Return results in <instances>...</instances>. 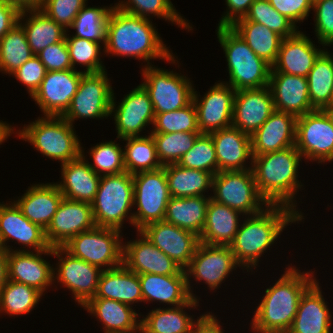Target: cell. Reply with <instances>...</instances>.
I'll use <instances>...</instances> for the list:
<instances>
[{"label": "cell", "mask_w": 333, "mask_h": 333, "mask_svg": "<svg viewBox=\"0 0 333 333\" xmlns=\"http://www.w3.org/2000/svg\"><path fill=\"white\" fill-rule=\"evenodd\" d=\"M317 1H319V0H311L312 3H315V2H317Z\"/></svg>", "instance_id": "66"}, {"label": "cell", "mask_w": 333, "mask_h": 333, "mask_svg": "<svg viewBox=\"0 0 333 333\" xmlns=\"http://www.w3.org/2000/svg\"><path fill=\"white\" fill-rule=\"evenodd\" d=\"M107 72L84 73L76 94L62 117L73 125L77 118H104L110 116L113 90Z\"/></svg>", "instance_id": "12"}, {"label": "cell", "mask_w": 333, "mask_h": 333, "mask_svg": "<svg viewBox=\"0 0 333 333\" xmlns=\"http://www.w3.org/2000/svg\"><path fill=\"white\" fill-rule=\"evenodd\" d=\"M116 4L117 5L114 7L128 14L146 19H148L147 16L153 14V16H157V18L162 17L172 23L175 22L179 27L181 26L184 29L192 30V27L189 25L190 23L176 12L177 10L170 0H128Z\"/></svg>", "instance_id": "47"}, {"label": "cell", "mask_w": 333, "mask_h": 333, "mask_svg": "<svg viewBox=\"0 0 333 333\" xmlns=\"http://www.w3.org/2000/svg\"><path fill=\"white\" fill-rule=\"evenodd\" d=\"M92 298H107L129 306L134 302H142L139 276L123 264L114 269L103 270L96 295Z\"/></svg>", "instance_id": "34"}, {"label": "cell", "mask_w": 333, "mask_h": 333, "mask_svg": "<svg viewBox=\"0 0 333 333\" xmlns=\"http://www.w3.org/2000/svg\"><path fill=\"white\" fill-rule=\"evenodd\" d=\"M237 265L239 266L230 246L208 245L199 242L194 256L184 269L191 297L197 299L191 292L189 279L191 275L196 281L203 280L211 290H215Z\"/></svg>", "instance_id": "14"}, {"label": "cell", "mask_w": 333, "mask_h": 333, "mask_svg": "<svg viewBox=\"0 0 333 333\" xmlns=\"http://www.w3.org/2000/svg\"><path fill=\"white\" fill-rule=\"evenodd\" d=\"M280 14L286 16L294 24L306 19L313 7L311 0H268Z\"/></svg>", "instance_id": "57"}, {"label": "cell", "mask_w": 333, "mask_h": 333, "mask_svg": "<svg viewBox=\"0 0 333 333\" xmlns=\"http://www.w3.org/2000/svg\"><path fill=\"white\" fill-rule=\"evenodd\" d=\"M244 17L265 25L283 38L294 36L298 32L296 24L276 11L268 0H255Z\"/></svg>", "instance_id": "48"}, {"label": "cell", "mask_w": 333, "mask_h": 333, "mask_svg": "<svg viewBox=\"0 0 333 333\" xmlns=\"http://www.w3.org/2000/svg\"><path fill=\"white\" fill-rule=\"evenodd\" d=\"M179 166L210 172H219L215 145L210 134H201L193 147L177 162Z\"/></svg>", "instance_id": "49"}, {"label": "cell", "mask_w": 333, "mask_h": 333, "mask_svg": "<svg viewBox=\"0 0 333 333\" xmlns=\"http://www.w3.org/2000/svg\"><path fill=\"white\" fill-rule=\"evenodd\" d=\"M140 232L182 269L189 265L199 244L195 233L165 221L148 224Z\"/></svg>", "instance_id": "19"}, {"label": "cell", "mask_w": 333, "mask_h": 333, "mask_svg": "<svg viewBox=\"0 0 333 333\" xmlns=\"http://www.w3.org/2000/svg\"><path fill=\"white\" fill-rule=\"evenodd\" d=\"M42 254L53 256V248L36 251V253L27 249L9 251L8 280L31 286L43 294L54 281V268L41 258Z\"/></svg>", "instance_id": "22"}, {"label": "cell", "mask_w": 333, "mask_h": 333, "mask_svg": "<svg viewBox=\"0 0 333 333\" xmlns=\"http://www.w3.org/2000/svg\"><path fill=\"white\" fill-rule=\"evenodd\" d=\"M20 11L6 0H0V39L17 23Z\"/></svg>", "instance_id": "59"}, {"label": "cell", "mask_w": 333, "mask_h": 333, "mask_svg": "<svg viewBox=\"0 0 333 333\" xmlns=\"http://www.w3.org/2000/svg\"><path fill=\"white\" fill-rule=\"evenodd\" d=\"M87 0H44L41 11L65 30L70 28Z\"/></svg>", "instance_id": "53"}, {"label": "cell", "mask_w": 333, "mask_h": 333, "mask_svg": "<svg viewBox=\"0 0 333 333\" xmlns=\"http://www.w3.org/2000/svg\"><path fill=\"white\" fill-rule=\"evenodd\" d=\"M83 307L99 318L105 333H140L139 314L132 306L107 298H90Z\"/></svg>", "instance_id": "33"}, {"label": "cell", "mask_w": 333, "mask_h": 333, "mask_svg": "<svg viewBox=\"0 0 333 333\" xmlns=\"http://www.w3.org/2000/svg\"><path fill=\"white\" fill-rule=\"evenodd\" d=\"M311 105L318 110L330 106L333 97V58L324 51L307 75Z\"/></svg>", "instance_id": "41"}, {"label": "cell", "mask_w": 333, "mask_h": 333, "mask_svg": "<svg viewBox=\"0 0 333 333\" xmlns=\"http://www.w3.org/2000/svg\"><path fill=\"white\" fill-rule=\"evenodd\" d=\"M163 167L171 197L204 196V191L212 187L213 175L210 172L185 168L178 164H168Z\"/></svg>", "instance_id": "40"}, {"label": "cell", "mask_w": 333, "mask_h": 333, "mask_svg": "<svg viewBox=\"0 0 333 333\" xmlns=\"http://www.w3.org/2000/svg\"><path fill=\"white\" fill-rule=\"evenodd\" d=\"M269 87L277 111L298 118L316 110L310 102L307 77L271 71Z\"/></svg>", "instance_id": "24"}, {"label": "cell", "mask_w": 333, "mask_h": 333, "mask_svg": "<svg viewBox=\"0 0 333 333\" xmlns=\"http://www.w3.org/2000/svg\"><path fill=\"white\" fill-rule=\"evenodd\" d=\"M296 120L294 115L275 110L251 136L253 156L295 146Z\"/></svg>", "instance_id": "27"}, {"label": "cell", "mask_w": 333, "mask_h": 333, "mask_svg": "<svg viewBox=\"0 0 333 333\" xmlns=\"http://www.w3.org/2000/svg\"><path fill=\"white\" fill-rule=\"evenodd\" d=\"M324 110L329 114V117L331 118V120L333 122V108H326Z\"/></svg>", "instance_id": "64"}, {"label": "cell", "mask_w": 333, "mask_h": 333, "mask_svg": "<svg viewBox=\"0 0 333 333\" xmlns=\"http://www.w3.org/2000/svg\"><path fill=\"white\" fill-rule=\"evenodd\" d=\"M13 130L14 129H12L9 124L0 121V144H2V142L7 139L8 136H10V134H12Z\"/></svg>", "instance_id": "63"}, {"label": "cell", "mask_w": 333, "mask_h": 333, "mask_svg": "<svg viewBox=\"0 0 333 333\" xmlns=\"http://www.w3.org/2000/svg\"><path fill=\"white\" fill-rule=\"evenodd\" d=\"M148 19L123 12L113 6L107 24L105 53L144 59H164L175 63V57L163 44L158 32Z\"/></svg>", "instance_id": "1"}, {"label": "cell", "mask_w": 333, "mask_h": 333, "mask_svg": "<svg viewBox=\"0 0 333 333\" xmlns=\"http://www.w3.org/2000/svg\"><path fill=\"white\" fill-rule=\"evenodd\" d=\"M215 145L216 159L220 171L249 170L247 159L253 160L251 137L235 127H227L210 133Z\"/></svg>", "instance_id": "28"}, {"label": "cell", "mask_w": 333, "mask_h": 333, "mask_svg": "<svg viewBox=\"0 0 333 333\" xmlns=\"http://www.w3.org/2000/svg\"><path fill=\"white\" fill-rule=\"evenodd\" d=\"M124 149L126 172L134 175L139 172L154 171L162 168L152 136L127 137Z\"/></svg>", "instance_id": "42"}, {"label": "cell", "mask_w": 333, "mask_h": 333, "mask_svg": "<svg viewBox=\"0 0 333 333\" xmlns=\"http://www.w3.org/2000/svg\"><path fill=\"white\" fill-rule=\"evenodd\" d=\"M219 323L214 315L204 314L194 326L192 333H224Z\"/></svg>", "instance_id": "60"}, {"label": "cell", "mask_w": 333, "mask_h": 333, "mask_svg": "<svg viewBox=\"0 0 333 333\" xmlns=\"http://www.w3.org/2000/svg\"><path fill=\"white\" fill-rule=\"evenodd\" d=\"M254 51L271 66L275 63L283 37L265 25L249 21L245 17L230 26Z\"/></svg>", "instance_id": "38"}, {"label": "cell", "mask_w": 333, "mask_h": 333, "mask_svg": "<svg viewBox=\"0 0 333 333\" xmlns=\"http://www.w3.org/2000/svg\"><path fill=\"white\" fill-rule=\"evenodd\" d=\"M315 32L323 46L333 44V0H319L313 3Z\"/></svg>", "instance_id": "54"}, {"label": "cell", "mask_w": 333, "mask_h": 333, "mask_svg": "<svg viewBox=\"0 0 333 333\" xmlns=\"http://www.w3.org/2000/svg\"><path fill=\"white\" fill-rule=\"evenodd\" d=\"M295 147L306 159L333 161V122L325 110H314L296 120Z\"/></svg>", "instance_id": "13"}, {"label": "cell", "mask_w": 333, "mask_h": 333, "mask_svg": "<svg viewBox=\"0 0 333 333\" xmlns=\"http://www.w3.org/2000/svg\"><path fill=\"white\" fill-rule=\"evenodd\" d=\"M60 257V255H64ZM53 255L59 258L54 280L57 279L74 294V299L83 306L97 292L102 269L72 256L63 247H53ZM56 275V276H55Z\"/></svg>", "instance_id": "15"}, {"label": "cell", "mask_w": 333, "mask_h": 333, "mask_svg": "<svg viewBox=\"0 0 333 333\" xmlns=\"http://www.w3.org/2000/svg\"><path fill=\"white\" fill-rule=\"evenodd\" d=\"M162 166L177 164L194 145L200 132L150 133Z\"/></svg>", "instance_id": "46"}, {"label": "cell", "mask_w": 333, "mask_h": 333, "mask_svg": "<svg viewBox=\"0 0 333 333\" xmlns=\"http://www.w3.org/2000/svg\"><path fill=\"white\" fill-rule=\"evenodd\" d=\"M212 189V200L243 215L258 214L269 205L260 195L251 169L218 172L212 178Z\"/></svg>", "instance_id": "9"}, {"label": "cell", "mask_w": 333, "mask_h": 333, "mask_svg": "<svg viewBox=\"0 0 333 333\" xmlns=\"http://www.w3.org/2000/svg\"><path fill=\"white\" fill-rule=\"evenodd\" d=\"M275 111L269 86L242 89L235 93L231 126L250 137Z\"/></svg>", "instance_id": "21"}, {"label": "cell", "mask_w": 333, "mask_h": 333, "mask_svg": "<svg viewBox=\"0 0 333 333\" xmlns=\"http://www.w3.org/2000/svg\"><path fill=\"white\" fill-rule=\"evenodd\" d=\"M75 160L61 164L62 178L57 186L68 200L92 203L98 191L100 178L85 160L83 154Z\"/></svg>", "instance_id": "29"}, {"label": "cell", "mask_w": 333, "mask_h": 333, "mask_svg": "<svg viewBox=\"0 0 333 333\" xmlns=\"http://www.w3.org/2000/svg\"><path fill=\"white\" fill-rule=\"evenodd\" d=\"M9 239L34 248L35 252L50 248L45 238V230L32 223L12 202L9 205L0 204V246L7 251H12L13 249L6 246V241Z\"/></svg>", "instance_id": "25"}, {"label": "cell", "mask_w": 333, "mask_h": 333, "mask_svg": "<svg viewBox=\"0 0 333 333\" xmlns=\"http://www.w3.org/2000/svg\"><path fill=\"white\" fill-rule=\"evenodd\" d=\"M133 200V176L130 173L124 171L101 176L98 191L91 203L96 226L121 231L126 218L133 225V214L130 213L131 215L127 217L134 206Z\"/></svg>", "instance_id": "7"}, {"label": "cell", "mask_w": 333, "mask_h": 333, "mask_svg": "<svg viewBox=\"0 0 333 333\" xmlns=\"http://www.w3.org/2000/svg\"><path fill=\"white\" fill-rule=\"evenodd\" d=\"M133 176L134 200L133 226L137 232L146 225L164 221L167 203L171 198L165 168L139 172Z\"/></svg>", "instance_id": "10"}, {"label": "cell", "mask_w": 333, "mask_h": 333, "mask_svg": "<svg viewBox=\"0 0 333 333\" xmlns=\"http://www.w3.org/2000/svg\"><path fill=\"white\" fill-rule=\"evenodd\" d=\"M95 226L90 203L63 198L45 230V238L50 247H62L74 236Z\"/></svg>", "instance_id": "17"}, {"label": "cell", "mask_w": 333, "mask_h": 333, "mask_svg": "<svg viewBox=\"0 0 333 333\" xmlns=\"http://www.w3.org/2000/svg\"><path fill=\"white\" fill-rule=\"evenodd\" d=\"M199 300L191 298L186 304L171 308H157L140 320V333H192L197 321L187 315L183 308H196Z\"/></svg>", "instance_id": "36"}, {"label": "cell", "mask_w": 333, "mask_h": 333, "mask_svg": "<svg viewBox=\"0 0 333 333\" xmlns=\"http://www.w3.org/2000/svg\"><path fill=\"white\" fill-rule=\"evenodd\" d=\"M236 91L226 83H216L199 101L193 92V103L197 111L199 131L210 134L231 126L233 102Z\"/></svg>", "instance_id": "18"}, {"label": "cell", "mask_w": 333, "mask_h": 333, "mask_svg": "<svg viewBox=\"0 0 333 333\" xmlns=\"http://www.w3.org/2000/svg\"><path fill=\"white\" fill-rule=\"evenodd\" d=\"M302 219L295 210L284 205H268L262 212L250 218L248 215L243 224H239L229 245L239 267H256L261 255L274 244L283 229Z\"/></svg>", "instance_id": "3"}, {"label": "cell", "mask_w": 333, "mask_h": 333, "mask_svg": "<svg viewBox=\"0 0 333 333\" xmlns=\"http://www.w3.org/2000/svg\"><path fill=\"white\" fill-rule=\"evenodd\" d=\"M112 7H87L79 11L70 28L76 29L73 37L106 44L107 24Z\"/></svg>", "instance_id": "44"}, {"label": "cell", "mask_w": 333, "mask_h": 333, "mask_svg": "<svg viewBox=\"0 0 333 333\" xmlns=\"http://www.w3.org/2000/svg\"><path fill=\"white\" fill-rule=\"evenodd\" d=\"M120 232L114 228L95 226L74 236L62 247L72 256L102 270L114 269L122 265L123 244Z\"/></svg>", "instance_id": "8"}, {"label": "cell", "mask_w": 333, "mask_h": 333, "mask_svg": "<svg viewBox=\"0 0 333 333\" xmlns=\"http://www.w3.org/2000/svg\"><path fill=\"white\" fill-rule=\"evenodd\" d=\"M19 11L41 9L44 0H6Z\"/></svg>", "instance_id": "61"}, {"label": "cell", "mask_w": 333, "mask_h": 333, "mask_svg": "<svg viewBox=\"0 0 333 333\" xmlns=\"http://www.w3.org/2000/svg\"><path fill=\"white\" fill-rule=\"evenodd\" d=\"M311 274L289 267L272 287L265 290L253 315L252 330L257 333H287L297 314L301 296L316 281Z\"/></svg>", "instance_id": "2"}, {"label": "cell", "mask_w": 333, "mask_h": 333, "mask_svg": "<svg viewBox=\"0 0 333 333\" xmlns=\"http://www.w3.org/2000/svg\"><path fill=\"white\" fill-rule=\"evenodd\" d=\"M33 56L25 31L19 23L0 39V71L11 75Z\"/></svg>", "instance_id": "43"}, {"label": "cell", "mask_w": 333, "mask_h": 333, "mask_svg": "<svg viewBox=\"0 0 333 333\" xmlns=\"http://www.w3.org/2000/svg\"><path fill=\"white\" fill-rule=\"evenodd\" d=\"M153 124L151 133L200 132L193 101L182 109L155 114Z\"/></svg>", "instance_id": "50"}, {"label": "cell", "mask_w": 333, "mask_h": 333, "mask_svg": "<svg viewBox=\"0 0 333 333\" xmlns=\"http://www.w3.org/2000/svg\"><path fill=\"white\" fill-rule=\"evenodd\" d=\"M46 71H63L72 69L66 40L51 44L37 54Z\"/></svg>", "instance_id": "55"}, {"label": "cell", "mask_w": 333, "mask_h": 333, "mask_svg": "<svg viewBox=\"0 0 333 333\" xmlns=\"http://www.w3.org/2000/svg\"><path fill=\"white\" fill-rule=\"evenodd\" d=\"M84 73L77 69L46 72L40 87L31 96L44 116H62L67 111Z\"/></svg>", "instance_id": "16"}, {"label": "cell", "mask_w": 333, "mask_h": 333, "mask_svg": "<svg viewBox=\"0 0 333 333\" xmlns=\"http://www.w3.org/2000/svg\"><path fill=\"white\" fill-rule=\"evenodd\" d=\"M142 76L141 85L151 99L155 114L179 110L192 102L195 89L186 76L151 65L145 66Z\"/></svg>", "instance_id": "11"}, {"label": "cell", "mask_w": 333, "mask_h": 333, "mask_svg": "<svg viewBox=\"0 0 333 333\" xmlns=\"http://www.w3.org/2000/svg\"><path fill=\"white\" fill-rule=\"evenodd\" d=\"M327 108H333V97H332V100H331V104H330V106L327 107Z\"/></svg>", "instance_id": "65"}, {"label": "cell", "mask_w": 333, "mask_h": 333, "mask_svg": "<svg viewBox=\"0 0 333 333\" xmlns=\"http://www.w3.org/2000/svg\"><path fill=\"white\" fill-rule=\"evenodd\" d=\"M8 252L9 251L0 246V292L8 280V270H7Z\"/></svg>", "instance_id": "62"}, {"label": "cell", "mask_w": 333, "mask_h": 333, "mask_svg": "<svg viewBox=\"0 0 333 333\" xmlns=\"http://www.w3.org/2000/svg\"><path fill=\"white\" fill-rule=\"evenodd\" d=\"M42 293L23 283L7 280L0 292V312L12 315L29 313L40 301Z\"/></svg>", "instance_id": "45"}, {"label": "cell", "mask_w": 333, "mask_h": 333, "mask_svg": "<svg viewBox=\"0 0 333 333\" xmlns=\"http://www.w3.org/2000/svg\"><path fill=\"white\" fill-rule=\"evenodd\" d=\"M65 40L69 51L72 69L75 65L81 64L86 67L85 73H98L105 71V67L100 62V43L82 39L78 37H69L66 33Z\"/></svg>", "instance_id": "51"}, {"label": "cell", "mask_w": 333, "mask_h": 333, "mask_svg": "<svg viewBox=\"0 0 333 333\" xmlns=\"http://www.w3.org/2000/svg\"><path fill=\"white\" fill-rule=\"evenodd\" d=\"M302 155L295 146L253 156L252 172L260 195L269 205H284L295 210L302 218L293 198L300 185L297 175Z\"/></svg>", "instance_id": "4"}, {"label": "cell", "mask_w": 333, "mask_h": 333, "mask_svg": "<svg viewBox=\"0 0 333 333\" xmlns=\"http://www.w3.org/2000/svg\"><path fill=\"white\" fill-rule=\"evenodd\" d=\"M27 14L25 24L20 23ZM22 20V21H21ZM18 23L23 27L27 42L34 55L39 54L45 47L61 42L65 39L67 31L49 18L40 9L20 11ZM23 24V25H22Z\"/></svg>", "instance_id": "39"}, {"label": "cell", "mask_w": 333, "mask_h": 333, "mask_svg": "<svg viewBox=\"0 0 333 333\" xmlns=\"http://www.w3.org/2000/svg\"><path fill=\"white\" fill-rule=\"evenodd\" d=\"M94 163L89 166L100 176L119 174L126 171L124 166V149L113 141L103 142L90 148Z\"/></svg>", "instance_id": "52"}, {"label": "cell", "mask_w": 333, "mask_h": 333, "mask_svg": "<svg viewBox=\"0 0 333 333\" xmlns=\"http://www.w3.org/2000/svg\"><path fill=\"white\" fill-rule=\"evenodd\" d=\"M115 107L113 93L110 114H114L118 133L117 138L119 139L139 137L142 129L154 122L155 112L153 104L147 91L141 84L127 94L116 109Z\"/></svg>", "instance_id": "20"}, {"label": "cell", "mask_w": 333, "mask_h": 333, "mask_svg": "<svg viewBox=\"0 0 333 333\" xmlns=\"http://www.w3.org/2000/svg\"><path fill=\"white\" fill-rule=\"evenodd\" d=\"M239 211L210 199L199 242L208 245L229 246L239 228Z\"/></svg>", "instance_id": "35"}, {"label": "cell", "mask_w": 333, "mask_h": 333, "mask_svg": "<svg viewBox=\"0 0 333 333\" xmlns=\"http://www.w3.org/2000/svg\"><path fill=\"white\" fill-rule=\"evenodd\" d=\"M63 198L57 183L34 184L14 203L32 223L46 230Z\"/></svg>", "instance_id": "31"}, {"label": "cell", "mask_w": 333, "mask_h": 333, "mask_svg": "<svg viewBox=\"0 0 333 333\" xmlns=\"http://www.w3.org/2000/svg\"><path fill=\"white\" fill-rule=\"evenodd\" d=\"M331 314L315 281L301 296L297 314L287 333H331Z\"/></svg>", "instance_id": "30"}, {"label": "cell", "mask_w": 333, "mask_h": 333, "mask_svg": "<svg viewBox=\"0 0 333 333\" xmlns=\"http://www.w3.org/2000/svg\"><path fill=\"white\" fill-rule=\"evenodd\" d=\"M18 137L31 143L36 150L61 164L82 155L81 144L73 126L62 116H44L28 126L24 125Z\"/></svg>", "instance_id": "6"}, {"label": "cell", "mask_w": 333, "mask_h": 333, "mask_svg": "<svg viewBox=\"0 0 333 333\" xmlns=\"http://www.w3.org/2000/svg\"><path fill=\"white\" fill-rule=\"evenodd\" d=\"M217 38L228 63L230 78L226 84L235 91L269 86L272 66L258 57L230 26H218Z\"/></svg>", "instance_id": "5"}, {"label": "cell", "mask_w": 333, "mask_h": 333, "mask_svg": "<svg viewBox=\"0 0 333 333\" xmlns=\"http://www.w3.org/2000/svg\"><path fill=\"white\" fill-rule=\"evenodd\" d=\"M211 197H171L167 203L164 221L200 236L205 224Z\"/></svg>", "instance_id": "37"}, {"label": "cell", "mask_w": 333, "mask_h": 333, "mask_svg": "<svg viewBox=\"0 0 333 333\" xmlns=\"http://www.w3.org/2000/svg\"><path fill=\"white\" fill-rule=\"evenodd\" d=\"M143 301H159L171 306L186 304L192 297L182 269L177 275L138 274Z\"/></svg>", "instance_id": "32"}, {"label": "cell", "mask_w": 333, "mask_h": 333, "mask_svg": "<svg viewBox=\"0 0 333 333\" xmlns=\"http://www.w3.org/2000/svg\"><path fill=\"white\" fill-rule=\"evenodd\" d=\"M141 238L123 245L122 264L137 274L177 275L182 268L138 231Z\"/></svg>", "instance_id": "23"}, {"label": "cell", "mask_w": 333, "mask_h": 333, "mask_svg": "<svg viewBox=\"0 0 333 333\" xmlns=\"http://www.w3.org/2000/svg\"><path fill=\"white\" fill-rule=\"evenodd\" d=\"M227 14L221 17L218 26H231L236 20L244 17L255 0H225Z\"/></svg>", "instance_id": "58"}, {"label": "cell", "mask_w": 333, "mask_h": 333, "mask_svg": "<svg viewBox=\"0 0 333 333\" xmlns=\"http://www.w3.org/2000/svg\"><path fill=\"white\" fill-rule=\"evenodd\" d=\"M46 69L37 55H34L23 65H21L11 75L15 76L20 82L27 86L30 97L40 87L45 77Z\"/></svg>", "instance_id": "56"}, {"label": "cell", "mask_w": 333, "mask_h": 333, "mask_svg": "<svg viewBox=\"0 0 333 333\" xmlns=\"http://www.w3.org/2000/svg\"><path fill=\"white\" fill-rule=\"evenodd\" d=\"M324 51L317 49L308 36L298 31L294 36L283 38L271 71L307 77Z\"/></svg>", "instance_id": "26"}]
</instances>
